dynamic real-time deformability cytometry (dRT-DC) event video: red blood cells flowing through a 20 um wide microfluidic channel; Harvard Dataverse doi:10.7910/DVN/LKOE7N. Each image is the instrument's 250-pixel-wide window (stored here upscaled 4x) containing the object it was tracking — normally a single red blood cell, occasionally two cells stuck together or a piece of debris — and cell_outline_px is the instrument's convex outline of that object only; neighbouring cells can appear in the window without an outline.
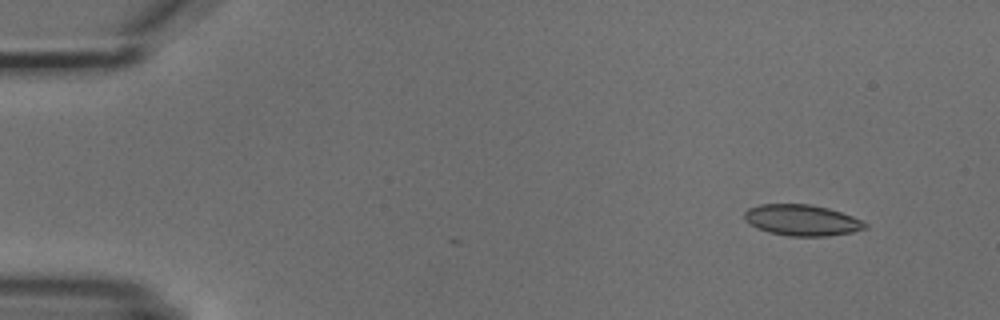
{"species": "common noctule bat (a hibernating species)", "species_latin": "Nyctalus noctula", "temperature_condition": "cold", "stored_images_in_passage": 3, "camera_frame_rate_fps": 3000, "um_per_image_px": 0.085, "animal": {"sex": "male", "body_mass_g": 18.8}, "frame": {"image": 1, "passage_image": 2, "time_ms": 1.333, "image_size_px": [1000, 320], "cell_outline_px": [[868, 228], [852, 232], [828, 236], [788, 236], [768, 232], [756, 228], [748, 224], [744, 220], [744, 212], [748, 208], [760, 204], [812, 204], [828, 208], [852, 216], [868, 224]], "centroid_in_image_um": [68.13, 18.72], "position_along_channel_um": 16.9, "area_um2": 22.02}}